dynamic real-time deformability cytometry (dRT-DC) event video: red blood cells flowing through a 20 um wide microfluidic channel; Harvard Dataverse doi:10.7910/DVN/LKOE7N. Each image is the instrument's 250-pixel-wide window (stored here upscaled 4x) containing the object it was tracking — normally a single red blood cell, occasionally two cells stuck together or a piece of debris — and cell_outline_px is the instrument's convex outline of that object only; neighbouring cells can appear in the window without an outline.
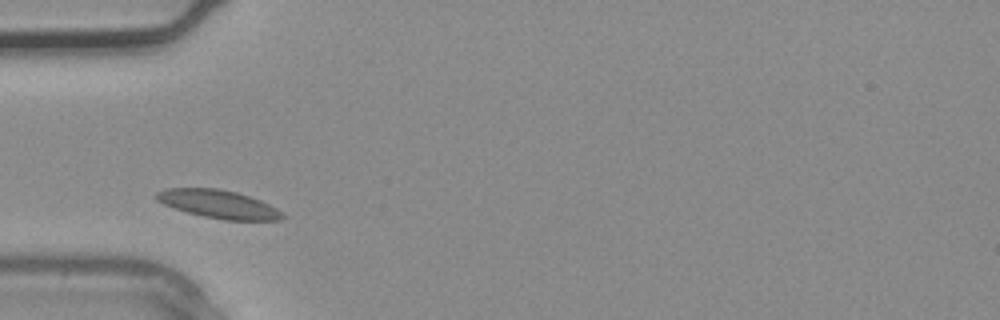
{"species": "common noctule bat (a hibernating species)", "species_latin": "Nyctalus noctula", "temperature_condition": "warm", "stored_images_in_passage": 1, "camera_frame_rate_fps": 3000, "um_per_image_px": 0.085, "animal": {"sex": "male", "body_mass_g": 20.4}, "frame": {"image": 1, "passage_image": 1, "time_ms": 0.0, "image_size_px": [1000, 320], "cell_outline_px": [[284, 216], [280, 220], [224, 220], [204, 216], [188, 212], [164, 204], [156, 200], [156, 192], [168, 188], [220, 188], [236, 192], [260, 200], [276, 208]], "centroid_in_image_um": [18.56, 17.34], "position_along_channel_um": 66.4, "area_um2": 20.4}}